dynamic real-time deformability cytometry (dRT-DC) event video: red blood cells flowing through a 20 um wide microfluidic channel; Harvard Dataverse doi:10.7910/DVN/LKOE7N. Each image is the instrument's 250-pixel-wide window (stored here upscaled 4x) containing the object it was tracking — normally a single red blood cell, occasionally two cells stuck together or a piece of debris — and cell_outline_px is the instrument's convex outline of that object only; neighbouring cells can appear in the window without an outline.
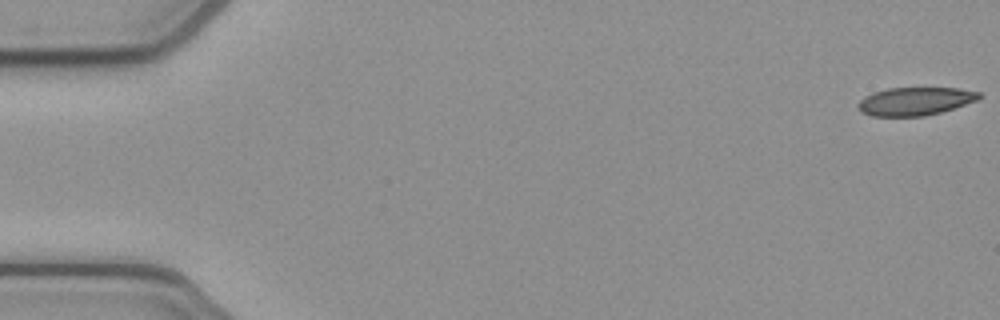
{"species": "common noctule bat (a hibernating species)", "species_latin": "Nyctalus noctula", "temperature_condition": "cold", "stored_images_in_passage": 9, "camera_frame_rate_fps": 3000, "um_per_image_px": 0.085, "animal": {"sex": "female", "body_mass_g": 21.9}, "frame": {"image": 1, "passage_image": 1, "time_ms": 0.0, "image_size_px": [1000, 320], "cell_outline_px": [[980, 96], [976, 100], [940, 112], [924, 116], [872, 116], [860, 112], [856, 108], [856, 104], [864, 96], [872, 92], [888, 88], [960, 88], [980, 92]], "centroid_in_image_um": [77.7, 8.6], "position_along_channel_um": 7.3, "area_um2": 19.83}}